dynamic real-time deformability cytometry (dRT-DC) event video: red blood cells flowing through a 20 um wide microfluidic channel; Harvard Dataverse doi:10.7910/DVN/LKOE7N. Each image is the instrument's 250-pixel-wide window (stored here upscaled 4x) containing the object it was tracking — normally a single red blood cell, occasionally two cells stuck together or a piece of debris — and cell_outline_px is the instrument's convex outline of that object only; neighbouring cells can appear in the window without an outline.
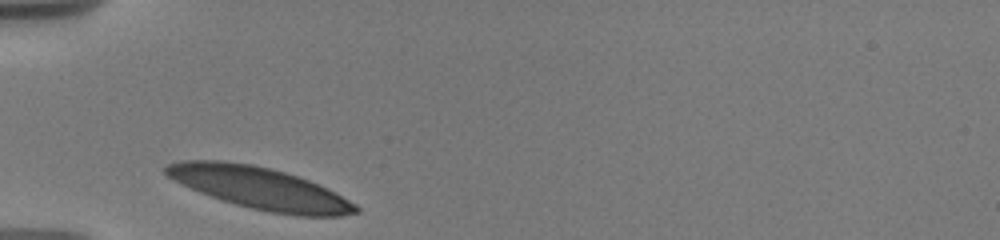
{"species": "human", "species_latin": "Homo sapiens", "temperature_condition": "warm", "stored_images_in_passage": 26, "camera_frame_rate_fps": 3000, "um_per_image_px": 0.085, "donor": {"sex": "male"}, "frame": {"image": 1, "passage_image": 1, "time_ms": 0.0, "image_size_px": [1000, 240], "cell_outline_px": [[360, 212], [340, 216], [296, 216], [268, 212], [236, 204], [200, 192], [172, 180], [164, 172], [164, 168], [168, 164], [180, 160], [220, 160], [252, 164], [284, 172], [308, 180], [356, 204], [360, 208]], "centroid_in_image_um": [22.05, 15.99], "position_along_channel_um": 62.9, "area_um2": 45.84}}
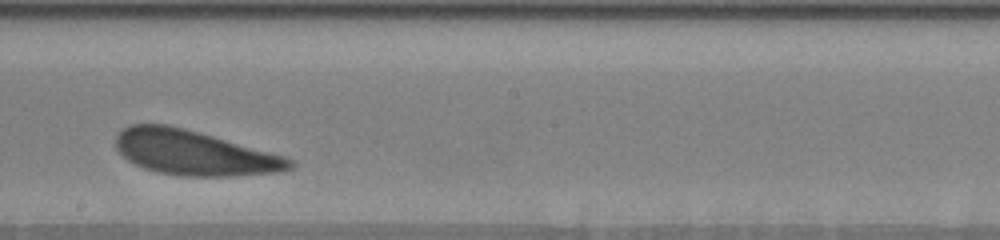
{"frame": {"image": 2, "passage_image": 11, "time_ms": 5.0, "image_size_px": [1000, 240], "cell_outline_px": [[296, 164], [292, 168], [280, 172], [232, 176], [180, 176], [156, 172], [144, 168], [128, 160], [116, 148], [116, 136], [124, 128], [132, 124], [168, 124], [184, 128], [284, 156], [292, 160]], "centroid_in_image_um": [16.49, 13.0], "position_along_channel_um": 231.7, "area_um2": 45.08}}
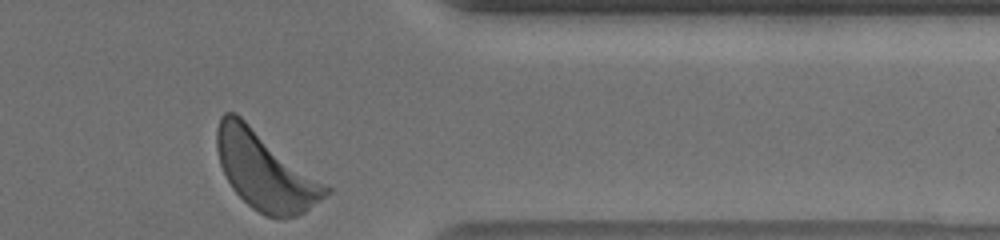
{"frame": {"image": 3, "passage_image": 26, "time_ms": 9.667, "image_size_px": [1000, 240], "cell_outline_px": [[332, 192], [304, 212], [296, 216], [284, 220], [280, 220], [264, 216], [252, 208], [232, 188], [220, 164], [216, 148], [216, 128], [220, 116], [224, 112], [236, 112], [332, 188]], "centroid_in_image_um": [22.54, 14.53], "position_along_channel_um": 388.9, "area_um2": 49.88}, "authors_computed_cell_mechanics": {"area_um2": 45.4886, "velocity_mm_per_s": 3.5242, "shape_relaxation_time_tau1_ms": 1.4796, "shape_relaxation_time_tau2_ms": 4.387, "deformation_change_tau1": 0.0737, "deformation_change_tau2": 0.1279}}